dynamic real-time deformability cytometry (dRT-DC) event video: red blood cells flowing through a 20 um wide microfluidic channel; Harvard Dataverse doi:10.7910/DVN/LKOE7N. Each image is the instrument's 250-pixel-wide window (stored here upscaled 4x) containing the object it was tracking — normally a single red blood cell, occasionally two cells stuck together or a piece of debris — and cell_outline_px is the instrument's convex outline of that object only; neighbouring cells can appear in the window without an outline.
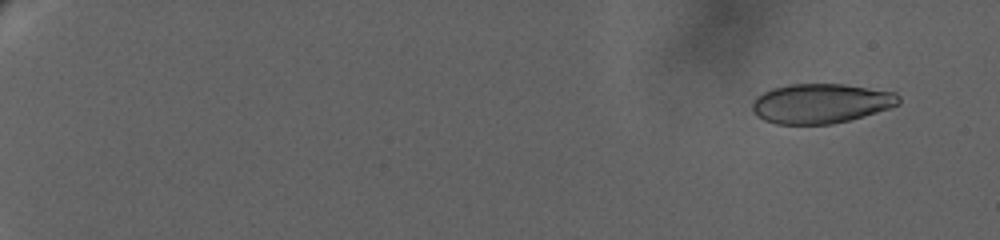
{"species": "human", "species_latin": "Homo sapiens", "temperature_condition": "warm", "stored_images_in_passage": 38, "camera_frame_rate_fps": 3000, "um_per_image_px": 0.085, "donor": {"sex": "female"}, "frame": {"image": 1, "passage_image": 3, "time_ms": 2.0, "image_size_px": [1000, 240], "cell_outline_px": [[900, 104], [864, 116], [832, 124], [776, 124], [764, 120], [756, 116], [752, 112], [752, 100], [756, 96], [772, 88], [788, 84], [844, 84], [896, 92], [900, 96]], "centroid_in_image_um": [69.75, 8.79], "position_along_channel_um": 15.3, "area_um2": 34.04}}
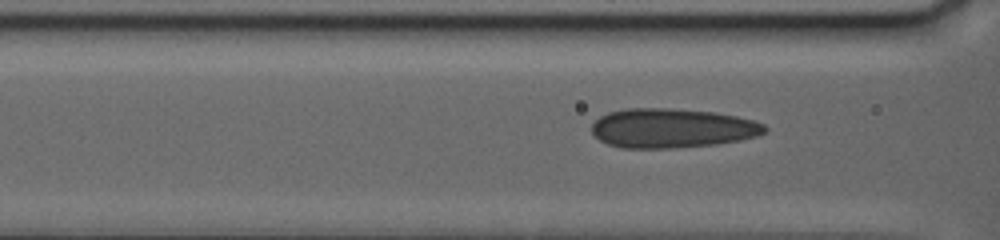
{"frame": {"image": 2, "passage_image": 28, "time_ms": 12.667, "image_size_px": [1000, 240], "cell_outline_px": [[768, 132], [756, 136], [740, 140], [716, 144], [672, 148], [620, 148], [608, 144], [600, 140], [592, 132], [592, 124], [600, 116], [608, 112], [628, 108], [668, 108], [716, 112], [736, 116], [752, 120], [764, 124], [768, 128]], "centroid_in_image_um": [57.13, 10.89], "position_along_channel_um": 109.5, "area_um2": 39.82}}
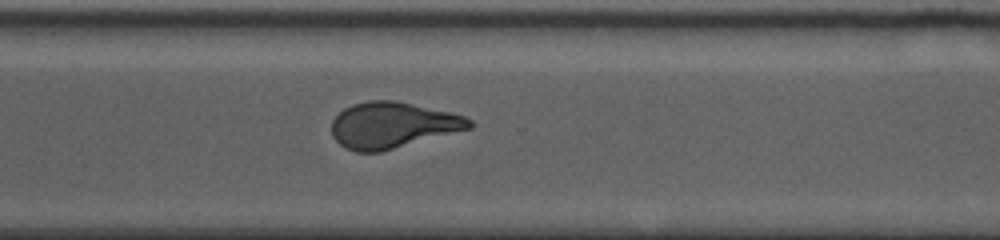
{"frame": {"image": 3, "passage_image": 38, "time_ms": 20.667, "image_size_px": [1000, 240], "cell_outline_px": [[472, 128], [380, 152], [356, 152], [340, 144], [332, 136], [332, 120], [344, 108], [352, 104], [372, 100], [396, 100], [448, 112], [464, 116], [472, 120]], "centroid_in_image_um": [33.35, 10.63], "position_along_channel_um": 337.2, "area_um2": 36.7}}